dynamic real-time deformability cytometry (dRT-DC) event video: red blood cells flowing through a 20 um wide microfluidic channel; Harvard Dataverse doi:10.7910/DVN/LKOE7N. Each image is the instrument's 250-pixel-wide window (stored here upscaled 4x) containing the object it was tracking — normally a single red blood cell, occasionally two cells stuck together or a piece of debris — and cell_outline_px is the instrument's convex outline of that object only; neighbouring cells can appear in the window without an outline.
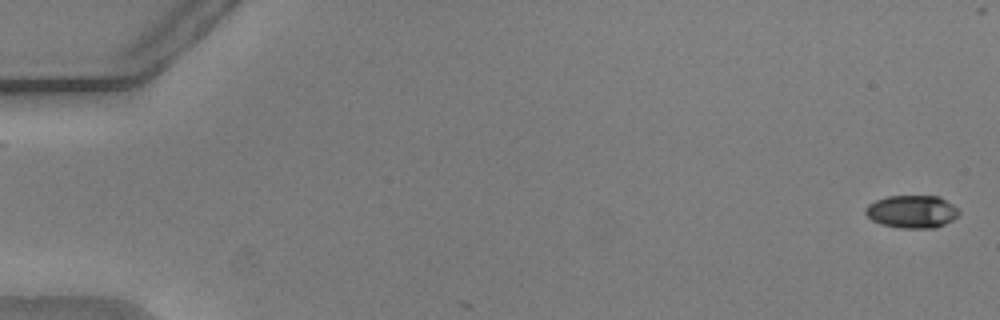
{"species": "common noctule bat (a hibernating species)", "species_latin": "Nyctalus noctula", "temperature_condition": "warm", "stored_images_in_passage": 5, "camera_frame_rate_fps": 3000, "um_per_image_px": 0.085, "animal": {"sex": "male", "body_mass_g": 20.5, "forearm_length_mm": 52.5}, "frame": {"image": 1, "passage_image": 2, "time_ms": 0.333, "image_size_px": [1000, 320], "cell_outline_px": [[960, 212], [952, 220], [936, 228], [900, 228], [880, 224], [872, 220], [864, 212], [864, 208], [868, 204], [876, 200], [888, 196], [940, 196], [952, 204]], "centroid_in_image_um": [77.49, 17.99], "position_along_channel_um": 7.5, "area_um2": 17.86}}